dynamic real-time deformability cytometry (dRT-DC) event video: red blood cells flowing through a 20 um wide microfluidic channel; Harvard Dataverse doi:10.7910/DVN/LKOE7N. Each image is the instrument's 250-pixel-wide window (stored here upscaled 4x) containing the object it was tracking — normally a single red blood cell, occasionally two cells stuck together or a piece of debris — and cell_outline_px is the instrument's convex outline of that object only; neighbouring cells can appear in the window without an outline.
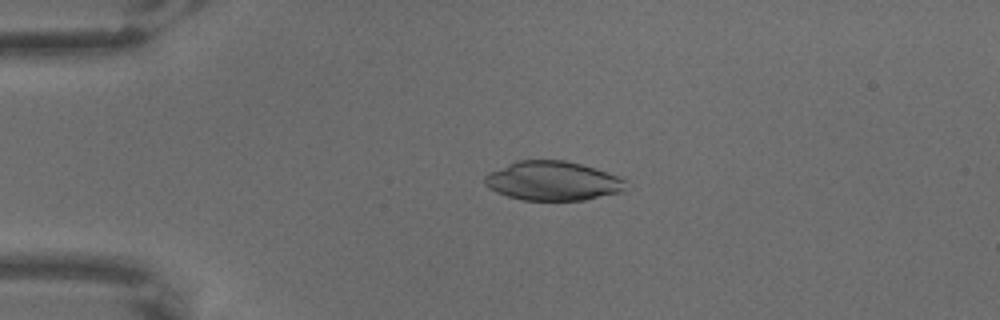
{"species": "common noctule bat (a hibernating species)", "species_latin": "Nyctalus noctula", "temperature_condition": "warm", "stored_images_in_passage": 5, "camera_frame_rate_fps": 3000, "um_per_image_px": 0.085, "animal": {"sex": "male", "body_mass_g": 18.8}, "frame": {"image": 1, "passage_image": 4, "time_ms": 1.0, "image_size_px": [1000, 320], "cell_outline_px": [[624, 188], [620, 192], [584, 200], [524, 200], [508, 196], [496, 192], [488, 188], [484, 184], [484, 176], [516, 160], [564, 160], [596, 168], [616, 176], [624, 180]], "centroid_in_image_um": [46.94, 15.38], "position_along_channel_um": 38.1, "area_um2": 31.85}}